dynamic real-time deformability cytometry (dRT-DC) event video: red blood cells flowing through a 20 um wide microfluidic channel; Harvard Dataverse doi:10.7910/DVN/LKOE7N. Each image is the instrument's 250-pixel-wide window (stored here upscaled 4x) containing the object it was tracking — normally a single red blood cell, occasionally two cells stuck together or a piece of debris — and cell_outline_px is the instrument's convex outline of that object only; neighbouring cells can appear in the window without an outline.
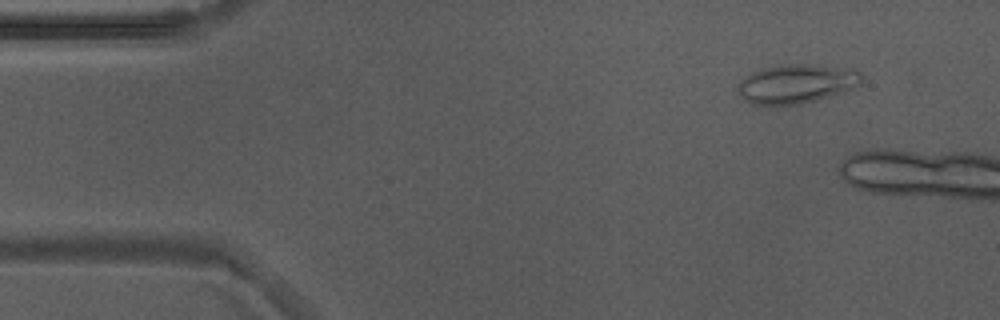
{"species": "Egyptian fruit bat (a non-hibernating species)", "species_latin": "Rousettus aegyptiacus", "temperature_condition": "warm", "stored_images_in_passage": 4, "camera_frame_rate_fps": 3000, "um_per_image_px": 0.085, "animal": {"sex": "male"}, "frame": {"image": 1, "passage_image": 1, "time_ms": 0.0, "image_size_px": [1000, 320], "cell_outline_px": [[860, 84], [852, 88], [804, 104], [752, 104], [744, 100], [740, 92], [740, 80], [752, 72], [776, 64], [808, 64], [852, 68], [860, 72]], "centroid_in_image_um": [67.7, 7.1], "position_along_channel_um": 17.3, "area_um2": 27.8}}